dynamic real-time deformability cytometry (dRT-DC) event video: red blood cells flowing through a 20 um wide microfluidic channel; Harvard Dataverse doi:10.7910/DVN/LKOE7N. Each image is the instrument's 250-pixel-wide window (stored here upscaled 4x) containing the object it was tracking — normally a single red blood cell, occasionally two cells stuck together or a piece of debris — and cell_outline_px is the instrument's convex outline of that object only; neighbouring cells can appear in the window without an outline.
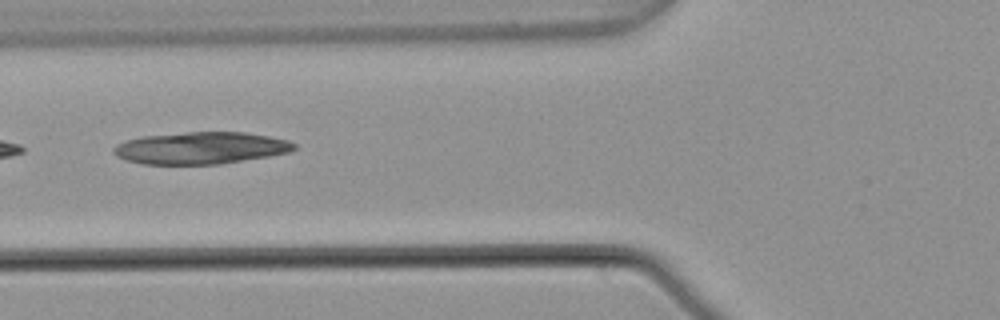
{"species": "common noctule bat (a hibernating species)", "species_latin": "Nyctalus noctula", "temperature_condition": "warm", "stored_images_in_passage": 6, "camera_frame_rate_fps": 3000, "um_per_image_px": 0.085, "animal": {"sex": "male", "body_mass_g": 21.5, "forearm_length_mm": 52.0}, "frame": {"image": 1, "passage_image": 6, "time_ms": 1.667, "image_size_px": [1000, 320], "cell_outline_px": [[296, 148], [288, 152], [268, 156], [220, 164], [144, 164], [128, 160], [116, 156], [112, 152], [112, 148], [116, 144], [128, 140], [144, 136], [188, 132], [244, 132], [268, 136], [288, 140], [296, 144]], "centroid_in_image_um": [17.06, 12.58], "position_along_channel_um": 108.7, "area_um2": 33.47}}